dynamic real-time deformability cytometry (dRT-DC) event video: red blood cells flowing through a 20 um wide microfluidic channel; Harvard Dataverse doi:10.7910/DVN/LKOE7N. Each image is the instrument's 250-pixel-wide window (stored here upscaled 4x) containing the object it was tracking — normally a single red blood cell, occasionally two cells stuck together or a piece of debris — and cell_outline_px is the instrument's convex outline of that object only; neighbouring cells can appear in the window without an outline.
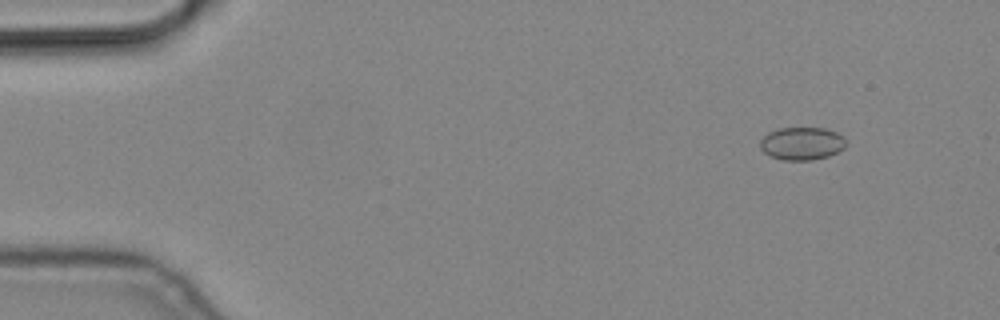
{"species": "common noctule bat (a hibernating species)", "species_latin": "Nyctalus noctula", "temperature_condition": "cold", "stored_images_in_passage": 4, "camera_frame_rate_fps": 3000, "um_per_image_px": 0.085, "animal": {"sex": "male", "body_mass_g": 19.2, "forearm_length_mm": 51.8}, "frame": {"image": 1, "passage_image": 2, "time_ms": 0.333, "image_size_px": [1000, 320], "cell_outline_px": [[844, 148], [828, 156], [812, 160], [784, 160], [772, 156], [764, 152], [760, 148], [760, 140], [768, 132], [780, 128], [824, 128], [836, 132], [844, 136]], "centroid_in_image_um": [68.14, 12.19], "position_along_channel_um": 16.9, "area_um2": 16.3}}